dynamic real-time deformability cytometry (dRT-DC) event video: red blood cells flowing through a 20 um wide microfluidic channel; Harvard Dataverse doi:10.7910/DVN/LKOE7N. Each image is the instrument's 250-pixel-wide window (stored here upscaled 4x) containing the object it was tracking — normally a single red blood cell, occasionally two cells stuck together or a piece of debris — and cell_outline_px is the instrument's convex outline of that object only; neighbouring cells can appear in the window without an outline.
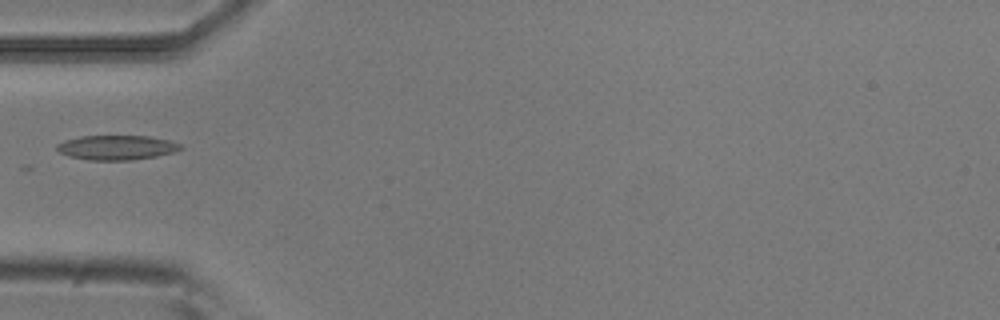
{"species": "common noctule bat (a hibernating species)", "species_latin": "Nyctalus noctula", "temperature_condition": "room temperature", "stored_images_in_passage": 1, "camera_frame_rate_fps": 3000, "um_per_image_px": 0.085, "animal": {"sex": "male", "body_mass_g": 20.5, "forearm_length_mm": 52.5}, "frame": {"image": 1, "passage_image": 1, "time_ms": 0.0, "image_size_px": [1000, 320], "cell_outline_px": [[184, 148], [176, 152], [156, 156], [132, 160], [88, 160], [68, 156], [60, 152], [56, 148], [56, 144], [64, 140], [80, 136], [148, 136], [168, 140], [180, 144]], "centroid_in_image_um": [9.91, 12.54], "position_along_channel_um": 75.1, "area_um2": 17.8}}